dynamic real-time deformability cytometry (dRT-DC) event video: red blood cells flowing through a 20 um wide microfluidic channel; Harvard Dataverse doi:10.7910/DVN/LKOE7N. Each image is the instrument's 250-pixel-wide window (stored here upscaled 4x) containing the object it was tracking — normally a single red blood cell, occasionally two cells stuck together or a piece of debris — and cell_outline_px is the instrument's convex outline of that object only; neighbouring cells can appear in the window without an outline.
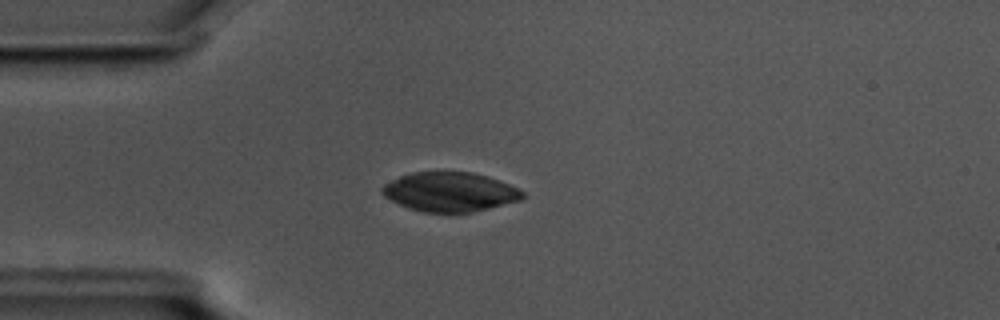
{"species": "common noctule bat (a hibernating species)", "species_latin": "Nyctalus noctula", "temperature_condition": "cold", "stored_images_in_passage": 56, "camera_frame_rate_fps": 3000, "um_per_image_px": 0.085, "animal": {"sex": "male", "body_mass_g": 17.5, "forearm_length_mm": 52.3}, "frame": {"image": 1, "passage_image": 14, "time_ms": 4.333, "image_size_px": [1000, 320], "cell_outline_px": [[528, 196], [520, 200], [472, 212], [424, 212], [408, 208], [384, 196], [380, 192], [380, 188], [384, 184], [400, 176], [412, 172], [472, 172], [488, 176], [520, 188]], "centroid_in_image_um": [38.26, 16.3], "position_along_channel_um": 46.7, "area_um2": 32.19}}
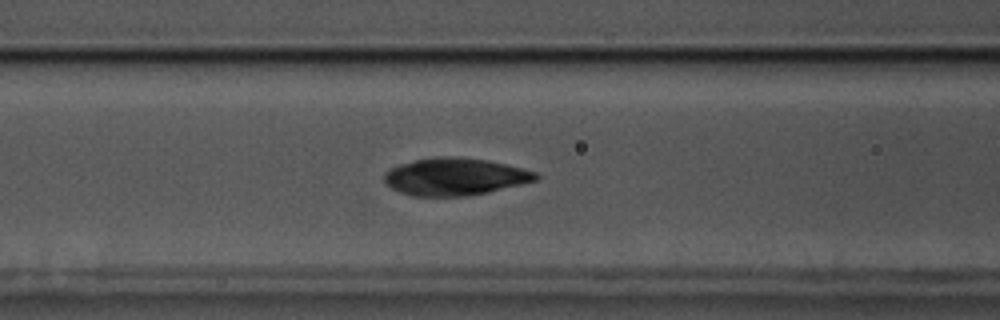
{"frame": {"image": 2, "passage_image": 22, "time_ms": 7.0, "image_size_px": [1000, 320], "cell_outline_px": [[540, 176], [536, 180], [488, 192], [468, 196], [412, 196], [400, 192], [392, 188], [384, 180], [384, 172], [388, 168], [400, 164], [416, 160], [436, 156], [456, 156], [488, 160], [536, 172]], "centroid_in_image_um": [38.63, 15.01], "position_along_channel_um": 128.0, "area_um2": 32.89}}
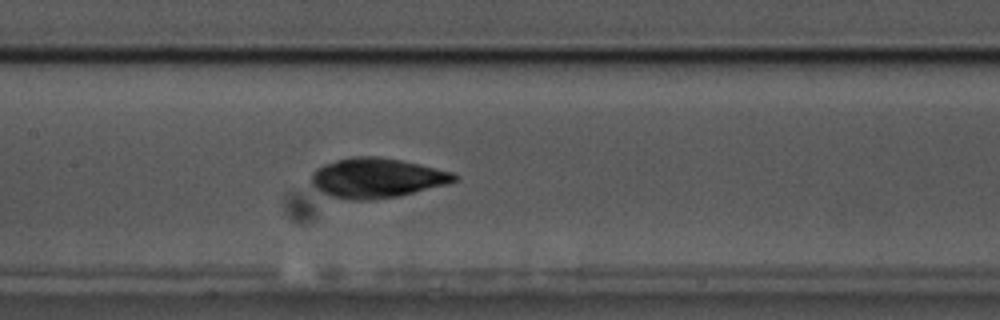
{"frame": {"image": 3, "passage_image": 26, "time_ms": 8.333, "image_size_px": [1000, 320], "cell_outline_px": [[460, 176], [456, 180], [448, 184], [400, 196], [368, 200], [348, 200], [328, 196], [320, 192], [308, 180], [312, 172], [316, 168], [324, 164], [336, 160], [352, 156], [376, 156], [400, 160], [420, 164], [452, 172]], "centroid_in_image_um": [31.98, 15.13], "position_along_channel_um": 175.4, "area_um2": 33.52}}